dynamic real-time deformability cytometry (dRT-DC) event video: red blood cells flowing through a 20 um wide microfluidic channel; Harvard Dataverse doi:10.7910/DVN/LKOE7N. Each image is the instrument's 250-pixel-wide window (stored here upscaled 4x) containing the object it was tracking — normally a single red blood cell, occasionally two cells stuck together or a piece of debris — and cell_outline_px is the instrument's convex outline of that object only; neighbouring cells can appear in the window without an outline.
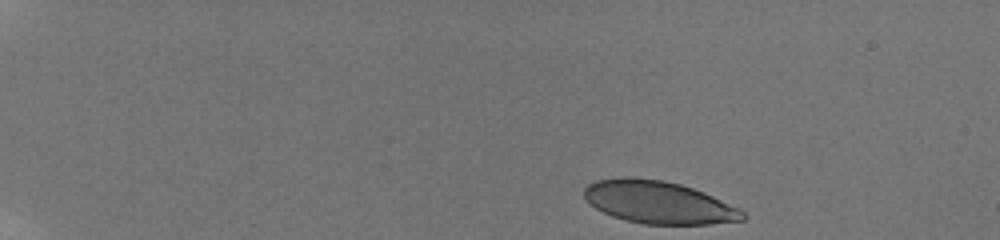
{"species": "human", "species_latin": "Homo sapiens", "temperature_condition": "room temperature", "stored_images_in_passage": 43, "camera_frame_rate_fps": 3000, "um_per_image_px": 0.085, "donor": {"sex": "male"}, "frame": {"image": 1, "passage_image": 1, "time_ms": 0.0, "image_size_px": [1000, 240], "cell_outline_px": [[748, 216], [744, 220], [708, 224], [644, 224], [624, 220], [612, 216], [596, 208], [584, 196], [584, 188], [588, 184], [596, 180], [616, 176], [632, 176], [664, 180], [680, 184], [704, 192], [740, 208]], "centroid_in_image_um": [55.98, 17.18], "position_along_channel_um": 29.0, "area_um2": 39.59}}
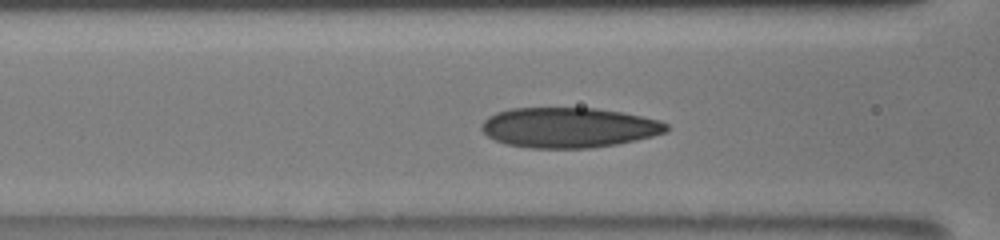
{"frame": {"image": 2, "passage_image": 18, "time_ms": 5.667, "image_size_px": [1000, 240], "cell_outline_px": [[668, 132], [636, 140], [616, 144], [588, 148], [532, 148], [508, 144], [496, 140], [488, 136], [480, 128], [480, 124], [488, 116], [496, 112], [512, 108], [596, 108], [620, 112], [660, 120], [668, 124]], "centroid_in_image_um": [48.34, 10.84], "position_along_channel_um": 118.3, "area_um2": 43.18}}
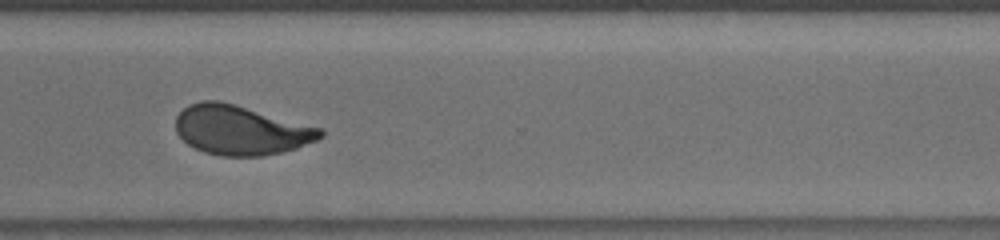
{"frame": {"image": 3, "passage_image": 36, "time_ms": 11.667, "image_size_px": [1000, 240], "cell_outline_px": [[324, 136], [316, 140], [296, 148], [280, 152], [260, 156], [220, 156], [204, 152], [188, 144], [176, 132], [176, 116], [188, 104], [200, 100], [220, 100], [320, 128], [324, 132]], "centroid_in_image_um": [20.43, 11.05], "position_along_channel_um": 350.2, "area_um2": 41.38}, "authors_computed_cell_mechanics": {"area_um2": 41.7316, "velocity_mm_per_s": 3.8793, "shape_relaxation_time_tau1_ms": 6.365, "shape_relaxation_time_tau2_ms": 0.9504, "deformation_change_tau1": 0.2095, "deformation_change_tau2": 0.0734}}